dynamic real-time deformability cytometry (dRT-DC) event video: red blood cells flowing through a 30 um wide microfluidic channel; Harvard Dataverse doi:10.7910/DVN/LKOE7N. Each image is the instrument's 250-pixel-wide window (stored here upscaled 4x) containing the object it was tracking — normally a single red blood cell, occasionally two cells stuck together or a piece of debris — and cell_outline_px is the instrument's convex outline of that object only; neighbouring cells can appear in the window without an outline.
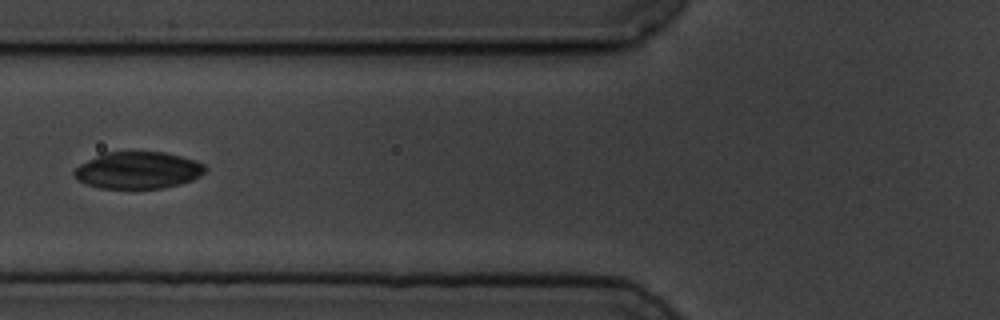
{"species": "common noctule bat (a hibernating species)", "species_latin": "Nyctalus noctula", "temperature_condition": "cold", "stored_images_in_passage": 6, "camera_frame_rate_fps": 3000, "um_per_image_px": 0.085, "animal": {"sex": "male", "body_mass_g": 19.5, "forearm_length_mm": 54.6}, "frame": {"image": 1, "passage_image": 4, "time_ms": 5.0, "image_size_px": [1000, 320], "cell_outline_px": [[208, 168], [200, 176], [192, 180], [180, 184], [160, 188], [100, 188], [88, 184], [80, 180], [72, 172], [80, 164], [104, 152], [164, 152], [196, 160], [204, 164]], "centroid_in_image_um": [11.77, 14.46], "position_along_channel_um": 114.0, "area_um2": 27.98}}
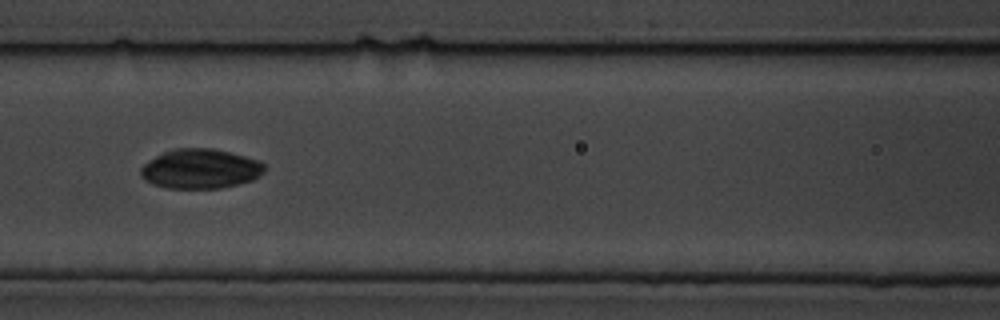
{"frame": {"image": 2, "passage_image": 5, "time_ms": 6.0, "image_size_px": [1000, 320], "cell_outline_px": [[268, 168], [264, 172], [252, 180], [220, 188], [168, 188], [152, 184], [144, 180], [140, 176], [140, 168], [148, 160], [164, 152], [176, 148], [212, 148], [260, 160]], "centroid_in_image_um": [17.02, 14.35], "position_along_channel_um": 149.6, "area_um2": 28.61}}
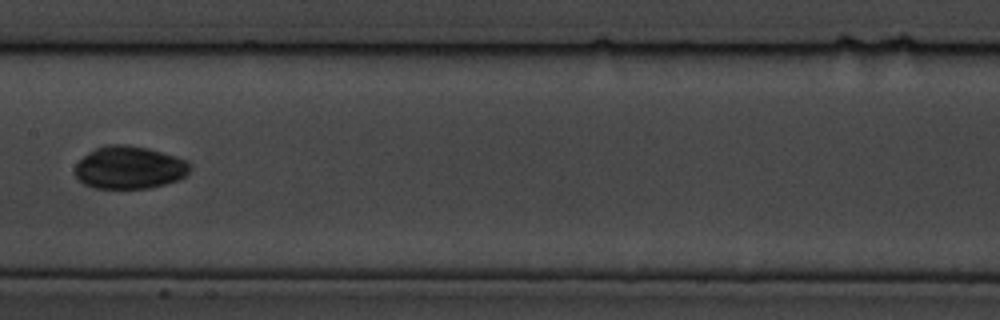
{"frame": {"image": 3, "passage_image": 6, "time_ms": 7.333, "image_size_px": [1000, 320], "cell_outline_px": [[192, 168], [180, 180], [148, 188], [96, 188], [84, 184], [72, 172], [72, 168], [88, 152], [104, 144], [124, 144], [148, 148], [176, 156], [188, 160], [192, 164]], "centroid_in_image_um": [11.0, 14.23], "position_along_channel_um": 196.4, "area_um2": 28.96}}